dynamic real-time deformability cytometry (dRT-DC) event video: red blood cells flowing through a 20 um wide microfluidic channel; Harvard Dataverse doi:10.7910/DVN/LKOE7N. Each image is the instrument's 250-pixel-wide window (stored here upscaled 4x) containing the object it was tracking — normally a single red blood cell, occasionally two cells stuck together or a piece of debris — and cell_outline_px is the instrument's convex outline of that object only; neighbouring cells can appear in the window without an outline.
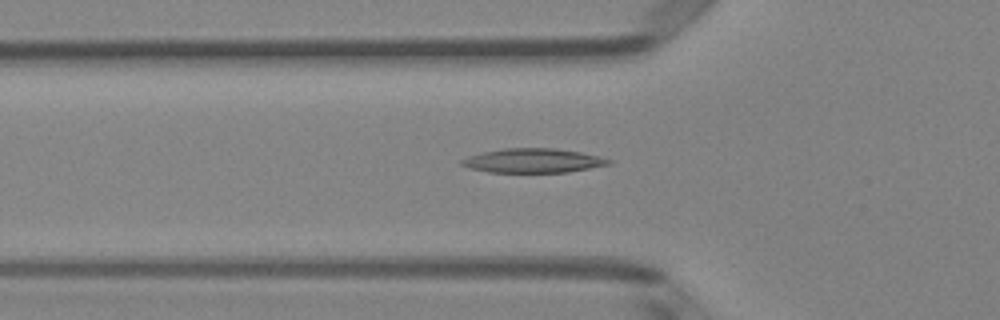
{"species": "Egyptian fruit bat (a non-hibernating species)", "species_latin": "Rousettus aegyptiacus", "temperature_condition": "room temperature", "stored_images_in_passage": 49, "camera_frame_rate_fps": 3000, "um_per_image_px": 0.085, "animal": {"sex": "female"}, "frame": {"image": 1, "passage_image": 16, "time_ms": 5.0, "image_size_px": [1000, 320], "cell_outline_px": [[612, 164], [568, 172], [488, 172], [472, 168], [460, 164], [460, 160], [468, 156], [484, 152], [504, 148], [552, 148], [580, 152], [612, 160]], "centroid_in_image_um": [45.31, 13.65], "position_along_channel_um": 80.5, "area_um2": 20.52}}
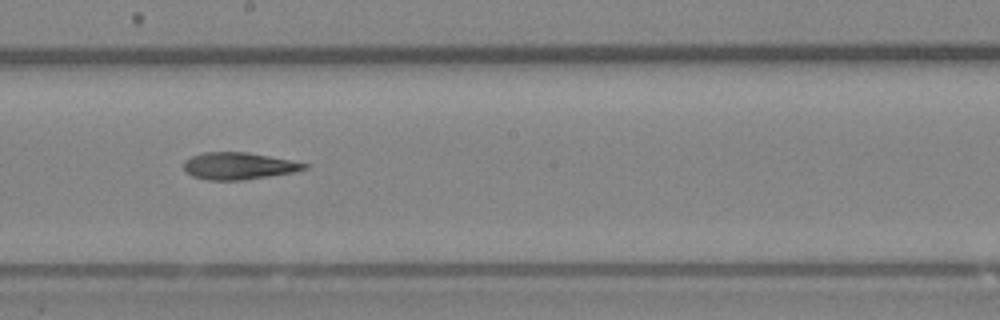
{"frame": {"image": 2, "passage_image": 27, "time_ms": 8.667, "image_size_px": [1000, 320], "cell_outline_px": [[308, 168], [292, 172], [244, 180], [208, 180], [192, 176], [184, 168], [184, 160], [192, 156], [204, 152], [248, 152], [308, 164]], "centroid_in_image_um": [20.24, 14.1], "position_along_channel_um": 228.0, "area_um2": 18.73}}
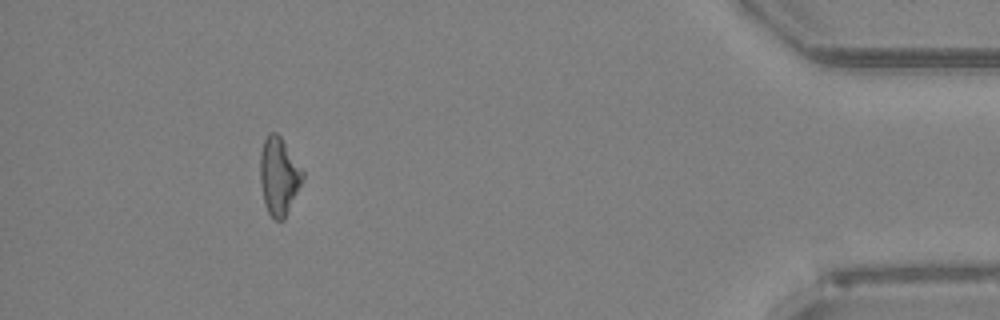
{"frame": {"image": 3, "passage_image": 45, "time_ms": 14.667, "image_size_px": [1000, 320], "cell_outline_px": [[304, 176], [284, 220], [276, 220], [268, 212], [264, 204], [260, 184], [260, 152], [264, 140], [268, 132], [276, 132], [280, 136], [304, 172]], "centroid_in_image_um": [23.68, 14.96], "position_along_channel_um": 411.5, "area_um2": 19.07}}